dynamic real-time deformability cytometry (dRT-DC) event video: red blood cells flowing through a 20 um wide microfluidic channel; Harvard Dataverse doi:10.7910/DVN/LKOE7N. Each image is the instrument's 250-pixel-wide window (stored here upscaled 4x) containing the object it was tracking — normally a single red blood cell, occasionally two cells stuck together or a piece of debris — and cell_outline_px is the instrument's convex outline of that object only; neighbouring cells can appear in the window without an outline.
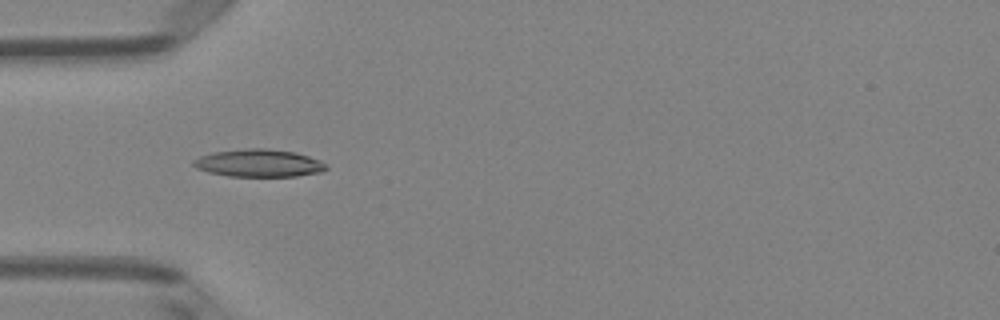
{"species": "Egyptian fruit bat (a non-hibernating species)", "species_latin": "Rousettus aegyptiacus", "temperature_condition": "room temperature", "stored_images_in_passage": 4, "camera_frame_rate_fps": 3000, "um_per_image_px": 0.085, "animal": {"sex": "female"}, "frame": {"image": 1, "passage_image": 3, "time_ms": 0.667, "image_size_px": [1000, 320], "cell_outline_px": [[328, 168], [320, 172], [296, 176], [228, 176], [208, 172], [196, 168], [192, 164], [192, 160], [200, 156], [212, 152], [248, 148], [268, 148], [296, 152], [320, 160]], "centroid_in_image_um": [21.97, 13.85], "position_along_channel_um": 63.0, "area_um2": 21.39}}
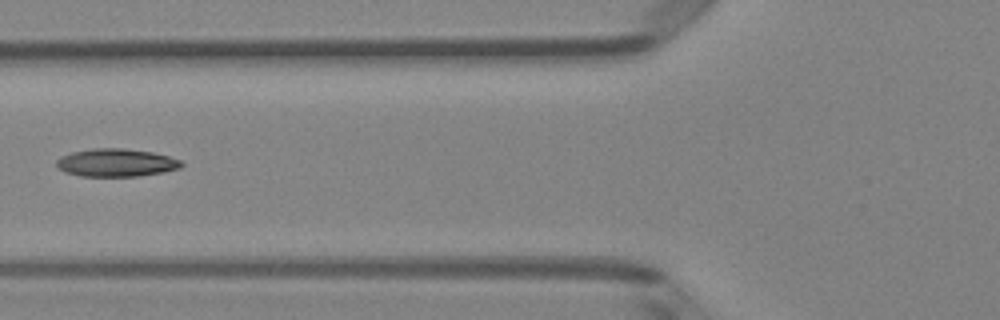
{"frame": {"image": 2, "passage_image": 4, "time_ms": 1.0, "image_size_px": [1000, 320], "cell_outline_px": [[184, 164], [180, 168], [164, 172], [140, 176], [80, 176], [64, 172], [56, 168], [56, 160], [60, 156], [72, 152], [92, 148], [124, 148], [152, 152], [168, 156], [180, 160]], "centroid_in_image_um": [9.84, 13.83], "position_along_channel_um": 116.0, "area_um2": 20.52}}